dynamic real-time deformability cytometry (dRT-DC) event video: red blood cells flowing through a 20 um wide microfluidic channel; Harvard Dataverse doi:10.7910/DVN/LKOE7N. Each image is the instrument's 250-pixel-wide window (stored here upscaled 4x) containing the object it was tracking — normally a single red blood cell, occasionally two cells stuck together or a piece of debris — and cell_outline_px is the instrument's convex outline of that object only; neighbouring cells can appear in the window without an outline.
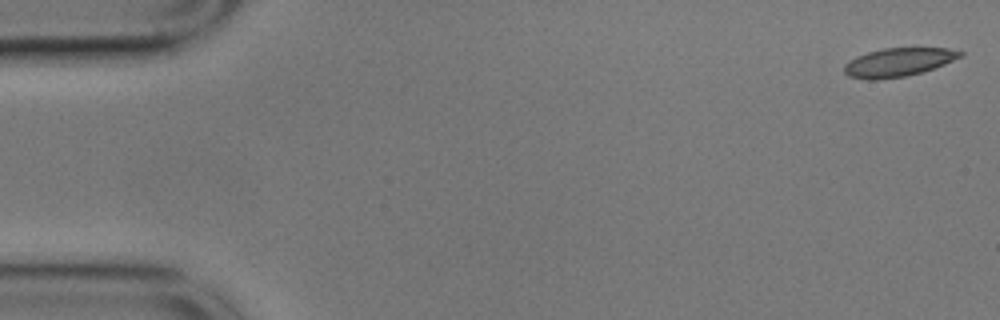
{"species": "common noctule bat (a hibernating species)", "species_latin": "Nyctalus noctula", "temperature_condition": "cold", "stored_images_in_passage": 56, "camera_frame_rate_fps": 3000, "um_per_image_px": 0.085, "animal": {"sex": "male", "body_mass_g": 17.9}, "frame": {"image": 1, "passage_image": 1, "time_ms": 0.0, "image_size_px": [1000, 320], "cell_outline_px": [[964, 56], [944, 64], [908, 76], [876, 80], [868, 80], [848, 76], [844, 72], [844, 64], [856, 56], [868, 52], [884, 48], [948, 48], [964, 52]], "centroid_in_image_um": [76.35, 5.29], "position_along_channel_um": 8.7, "area_um2": 19.31}}
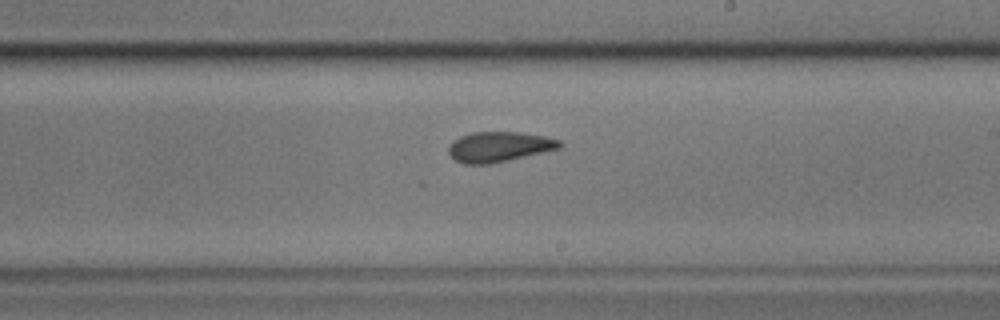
{"frame": {"image": 2, "passage_image": 32, "time_ms": 10.333, "image_size_px": [1000, 320], "cell_outline_px": [[564, 144], [560, 148], [508, 160], [488, 164], [464, 164], [456, 160], [448, 152], [448, 148], [452, 140], [460, 136], [472, 132], [520, 132], [544, 136], [560, 140]], "centroid_in_image_um": [42.41, 12.46], "position_along_channel_um": 246.6, "area_um2": 19.48}}
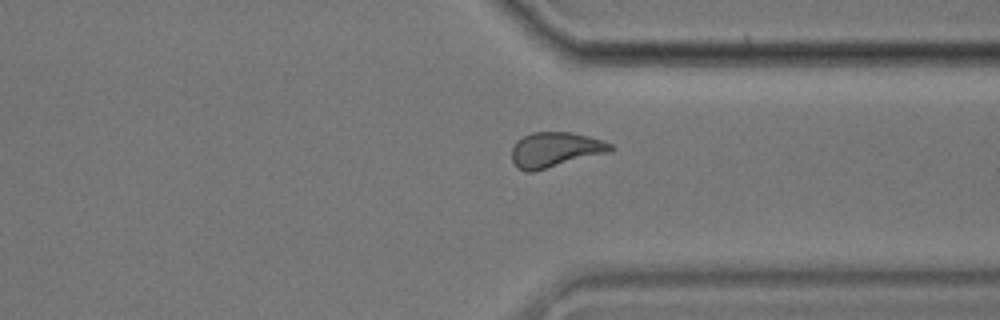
{"frame": {"image": 3, "passage_image": 42, "time_ms": 13.667, "image_size_px": [1000, 320], "cell_outline_px": [[616, 148], [612, 152], [536, 172], [524, 172], [512, 160], [512, 148], [516, 140], [532, 132], [572, 132], [588, 136], [612, 144]], "centroid_in_image_um": [47.23, 12.74], "position_along_channel_um": 364.2, "area_um2": 20.58}, "authors_computed_cell_mechanics": {"area_um2": 20.1722, "velocity_mm_per_s": 3.537, "shape_relaxation_time_tau1_ms": null, "shape_relaxation_time_tau2_ms": 1.0884, "deformation_change_tau1": null, "deformation_change_tau2": 0.0661}}